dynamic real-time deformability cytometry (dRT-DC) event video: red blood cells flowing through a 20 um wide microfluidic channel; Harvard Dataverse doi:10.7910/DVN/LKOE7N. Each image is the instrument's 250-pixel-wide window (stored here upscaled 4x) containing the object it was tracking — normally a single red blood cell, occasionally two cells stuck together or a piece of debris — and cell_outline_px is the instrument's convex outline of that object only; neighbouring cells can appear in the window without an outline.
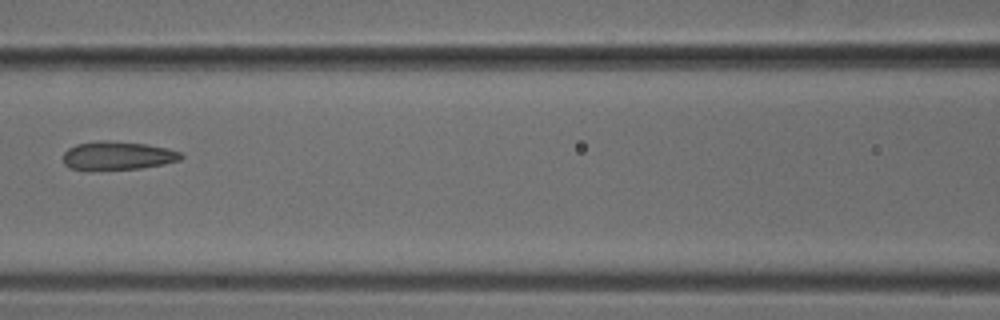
{"species": "common noctule bat (a hibernating species)", "species_latin": "Nyctalus noctula", "temperature_condition": "cold", "stored_images_in_passage": 3, "camera_frame_rate_fps": 3000, "um_per_image_px": 0.085, "animal": {"sex": "male", "body_mass_g": 18.8}, "frame": {"image": 1, "passage_image": 3, "time_ms": 0.667, "image_size_px": [1000, 320], "cell_outline_px": [[184, 156], [180, 160], [164, 164], [140, 168], [88, 172], [68, 168], [64, 164], [64, 152], [68, 148], [76, 144], [96, 140], [104, 140], [144, 144], [168, 148], [180, 152]], "centroid_in_image_um": [9.93, 13.26], "position_along_channel_um": 156.7, "area_um2": 20.11}}